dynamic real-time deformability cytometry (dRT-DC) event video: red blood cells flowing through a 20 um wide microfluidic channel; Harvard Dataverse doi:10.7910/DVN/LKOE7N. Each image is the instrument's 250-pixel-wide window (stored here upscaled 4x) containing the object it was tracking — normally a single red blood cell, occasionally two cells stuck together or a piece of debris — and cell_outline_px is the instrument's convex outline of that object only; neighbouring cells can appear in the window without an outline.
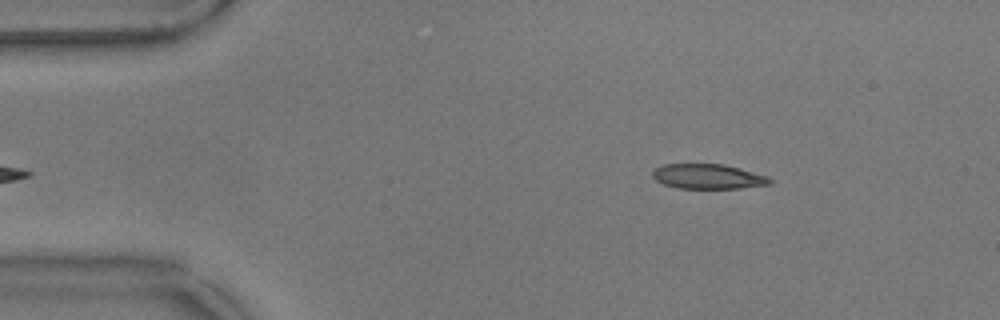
{"species": "common noctule bat (a hibernating species)", "species_latin": "Nyctalus noctula", "temperature_condition": "warm", "stored_images_in_passage": 6, "camera_frame_rate_fps": 3000, "um_per_image_px": 0.085, "animal": {"sex": "male", "body_mass_g": 17.9}, "frame": {"image": 1, "passage_image": 2, "time_ms": 0.333, "image_size_px": [1000, 320], "cell_outline_px": [[776, 180], [772, 184], [740, 188], [680, 188], [664, 184], [656, 180], [652, 176], [652, 172], [656, 168], [664, 164], [724, 164], [740, 168], [768, 176]], "centroid_in_image_um": [60.24, 15.0], "position_along_channel_um": 24.8, "area_um2": 17.05}}